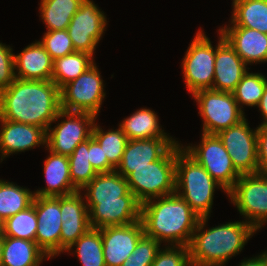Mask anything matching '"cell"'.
I'll list each match as a JSON object with an SVG mask.
<instances>
[{"label": "cell", "instance_id": "ab89813d", "mask_svg": "<svg viewBox=\"0 0 267 266\" xmlns=\"http://www.w3.org/2000/svg\"><path fill=\"white\" fill-rule=\"evenodd\" d=\"M89 162L97 173H109L115 168L104 157L103 149L100 144L91 136L89 138Z\"/></svg>", "mask_w": 267, "mask_h": 266}, {"label": "cell", "instance_id": "7bdbcfd3", "mask_svg": "<svg viewBox=\"0 0 267 266\" xmlns=\"http://www.w3.org/2000/svg\"><path fill=\"white\" fill-rule=\"evenodd\" d=\"M238 266H263V252L256 257L242 260Z\"/></svg>", "mask_w": 267, "mask_h": 266}, {"label": "cell", "instance_id": "30bf717a", "mask_svg": "<svg viewBox=\"0 0 267 266\" xmlns=\"http://www.w3.org/2000/svg\"><path fill=\"white\" fill-rule=\"evenodd\" d=\"M100 71L94 63L75 80L60 89V106L62 110L90 113L98 117L104 92Z\"/></svg>", "mask_w": 267, "mask_h": 266}, {"label": "cell", "instance_id": "7c38bea8", "mask_svg": "<svg viewBox=\"0 0 267 266\" xmlns=\"http://www.w3.org/2000/svg\"><path fill=\"white\" fill-rule=\"evenodd\" d=\"M255 129L249 127L245 118L217 134L231 157L235 169L241 175L258 173L257 128Z\"/></svg>", "mask_w": 267, "mask_h": 266}, {"label": "cell", "instance_id": "1f68e13d", "mask_svg": "<svg viewBox=\"0 0 267 266\" xmlns=\"http://www.w3.org/2000/svg\"><path fill=\"white\" fill-rule=\"evenodd\" d=\"M92 137L100 144L108 162L116 169L120 164L128 138L119 126L118 129L104 131L98 124H94Z\"/></svg>", "mask_w": 267, "mask_h": 266}, {"label": "cell", "instance_id": "277c9868", "mask_svg": "<svg viewBox=\"0 0 267 266\" xmlns=\"http://www.w3.org/2000/svg\"><path fill=\"white\" fill-rule=\"evenodd\" d=\"M215 188L223 187L176 142V190L200 217H210ZM182 190V191H181Z\"/></svg>", "mask_w": 267, "mask_h": 266}, {"label": "cell", "instance_id": "9c48e42d", "mask_svg": "<svg viewBox=\"0 0 267 266\" xmlns=\"http://www.w3.org/2000/svg\"><path fill=\"white\" fill-rule=\"evenodd\" d=\"M198 145L182 148L193 157L228 193L240 178L241 174L235 169L232 159L217 134H201Z\"/></svg>", "mask_w": 267, "mask_h": 266}, {"label": "cell", "instance_id": "f35d334b", "mask_svg": "<svg viewBox=\"0 0 267 266\" xmlns=\"http://www.w3.org/2000/svg\"><path fill=\"white\" fill-rule=\"evenodd\" d=\"M12 47L0 42V91L15 80L14 53Z\"/></svg>", "mask_w": 267, "mask_h": 266}, {"label": "cell", "instance_id": "8992f818", "mask_svg": "<svg viewBox=\"0 0 267 266\" xmlns=\"http://www.w3.org/2000/svg\"><path fill=\"white\" fill-rule=\"evenodd\" d=\"M203 119L202 132L218 134L245 119V113L237 104L233 92L203 89L192 95Z\"/></svg>", "mask_w": 267, "mask_h": 266}, {"label": "cell", "instance_id": "4fadbf2b", "mask_svg": "<svg viewBox=\"0 0 267 266\" xmlns=\"http://www.w3.org/2000/svg\"><path fill=\"white\" fill-rule=\"evenodd\" d=\"M93 0H84L68 25L75 51L93 55L97 44L106 31L107 19Z\"/></svg>", "mask_w": 267, "mask_h": 266}, {"label": "cell", "instance_id": "b9f144b4", "mask_svg": "<svg viewBox=\"0 0 267 266\" xmlns=\"http://www.w3.org/2000/svg\"><path fill=\"white\" fill-rule=\"evenodd\" d=\"M257 107L263 116V121L261 124L267 123V83L261 101L258 103Z\"/></svg>", "mask_w": 267, "mask_h": 266}, {"label": "cell", "instance_id": "5b68a950", "mask_svg": "<svg viewBox=\"0 0 267 266\" xmlns=\"http://www.w3.org/2000/svg\"><path fill=\"white\" fill-rule=\"evenodd\" d=\"M126 180L129 190L141 204L175 193L176 143L159 160L142 168H131Z\"/></svg>", "mask_w": 267, "mask_h": 266}, {"label": "cell", "instance_id": "3957f363", "mask_svg": "<svg viewBox=\"0 0 267 266\" xmlns=\"http://www.w3.org/2000/svg\"><path fill=\"white\" fill-rule=\"evenodd\" d=\"M208 219L200 218L188 246L191 266L225 265L257 231L246 221L228 222L205 230Z\"/></svg>", "mask_w": 267, "mask_h": 266}, {"label": "cell", "instance_id": "e0dca14e", "mask_svg": "<svg viewBox=\"0 0 267 266\" xmlns=\"http://www.w3.org/2000/svg\"><path fill=\"white\" fill-rule=\"evenodd\" d=\"M78 191L60 197L62 228L60 235V254L65 252L80 236L90 228L89 210L85 197Z\"/></svg>", "mask_w": 267, "mask_h": 266}, {"label": "cell", "instance_id": "d4e9b609", "mask_svg": "<svg viewBox=\"0 0 267 266\" xmlns=\"http://www.w3.org/2000/svg\"><path fill=\"white\" fill-rule=\"evenodd\" d=\"M46 257L35 241L3 236L1 266H39Z\"/></svg>", "mask_w": 267, "mask_h": 266}, {"label": "cell", "instance_id": "f1b7e54d", "mask_svg": "<svg viewBox=\"0 0 267 266\" xmlns=\"http://www.w3.org/2000/svg\"><path fill=\"white\" fill-rule=\"evenodd\" d=\"M93 55L75 51L53 61L51 80L61 89L94 64Z\"/></svg>", "mask_w": 267, "mask_h": 266}, {"label": "cell", "instance_id": "ba28073f", "mask_svg": "<svg viewBox=\"0 0 267 266\" xmlns=\"http://www.w3.org/2000/svg\"><path fill=\"white\" fill-rule=\"evenodd\" d=\"M62 119L61 122L59 119ZM66 120H65V119ZM58 119V120H57ZM97 117L90 113L60 110L46 131V146L50 151L70 156L75 148L92 136Z\"/></svg>", "mask_w": 267, "mask_h": 266}, {"label": "cell", "instance_id": "bcb514c9", "mask_svg": "<svg viewBox=\"0 0 267 266\" xmlns=\"http://www.w3.org/2000/svg\"><path fill=\"white\" fill-rule=\"evenodd\" d=\"M3 235V221L0 219V236Z\"/></svg>", "mask_w": 267, "mask_h": 266}, {"label": "cell", "instance_id": "836d02e7", "mask_svg": "<svg viewBox=\"0 0 267 266\" xmlns=\"http://www.w3.org/2000/svg\"><path fill=\"white\" fill-rule=\"evenodd\" d=\"M37 216L32 204L3 222V236L35 241Z\"/></svg>", "mask_w": 267, "mask_h": 266}, {"label": "cell", "instance_id": "9a60e30c", "mask_svg": "<svg viewBox=\"0 0 267 266\" xmlns=\"http://www.w3.org/2000/svg\"><path fill=\"white\" fill-rule=\"evenodd\" d=\"M91 228L135 223L140 220L141 203L129 191L122 201L86 202Z\"/></svg>", "mask_w": 267, "mask_h": 266}, {"label": "cell", "instance_id": "83f0119b", "mask_svg": "<svg viewBox=\"0 0 267 266\" xmlns=\"http://www.w3.org/2000/svg\"><path fill=\"white\" fill-rule=\"evenodd\" d=\"M84 0H41L39 13L47 31L66 30Z\"/></svg>", "mask_w": 267, "mask_h": 266}, {"label": "cell", "instance_id": "4316f807", "mask_svg": "<svg viewBox=\"0 0 267 266\" xmlns=\"http://www.w3.org/2000/svg\"><path fill=\"white\" fill-rule=\"evenodd\" d=\"M230 25L267 34V0H233Z\"/></svg>", "mask_w": 267, "mask_h": 266}, {"label": "cell", "instance_id": "74e56055", "mask_svg": "<svg viewBox=\"0 0 267 266\" xmlns=\"http://www.w3.org/2000/svg\"><path fill=\"white\" fill-rule=\"evenodd\" d=\"M159 250L151 266H191L187 246H167Z\"/></svg>", "mask_w": 267, "mask_h": 266}, {"label": "cell", "instance_id": "d6a6232c", "mask_svg": "<svg viewBox=\"0 0 267 266\" xmlns=\"http://www.w3.org/2000/svg\"><path fill=\"white\" fill-rule=\"evenodd\" d=\"M68 159L72 184L80 191L98 174L89 162V139L80 143Z\"/></svg>", "mask_w": 267, "mask_h": 266}, {"label": "cell", "instance_id": "f546056e", "mask_svg": "<svg viewBox=\"0 0 267 266\" xmlns=\"http://www.w3.org/2000/svg\"><path fill=\"white\" fill-rule=\"evenodd\" d=\"M35 194L13 182L0 179V219L7 218L32 205Z\"/></svg>", "mask_w": 267, "mask_h": 266}, {"label": "cell", "instance_id": "60d3db41", "mask_svg": "<svg viewBox=\"0 0 267 266\" xmlns=\"http://www.w3.org/2000/svg\"><path fill=\"white\" fill-rule=\"evenodd\" d=\"M258 173L267 175V123L257 127Z\"/></svg>", "mask_w": 267, "mask_h": 266}, {"label": "cell", "instance_id": "44dd1931", "mask_svg": "<svg viewBox=\"0 0 267 266\" xmlns=\"http://www.w3.org/2000/svg\"><path fill=\"white\" fill-rule=\"evenodd\" d=\"M219 31L247 65L267 62V34L237 25H225Z\"/></svg>", "mask_w": 267, "mask_h": 266}, {"label": "cell", "instance_id": "ac0fdd59", "mask_svg": "<svg viewBox=\"0 0 267 266\" xmlns=\"http://www.w3.org/2000/svg\"><path fill=\"white\" fill-rule=\"evenodd\" d=\"M219 41L215 47L213 90L233 92L250 68L235 52L234 48L218 31ZM248 69V70H247Z\"/></svg>", "mask_w": 267, "mask_h": 266}, {"label": "cell", "instance_id": "cb8c5ba5", "mask_svg": "<svg viewBox=\"0 0 267 266\" xmlns=\"http://www.w3.org/2000/svg\"><path fill=\"white\" fill-rule=\"evenodd\" d=\"M86 202L122 201L130 190L125 177L116 171L98 173L82 190Z\"/></svg>", "mask_w": 267, "mask_h": 266}, {"label": "cell", "instance_id": "d590c367", "mask_svg": "<svg viewBox=\"0 0 267 266\" xmlns=\"http://www.w3.org/2000/svg\"><path fill=\"white\" fill-rule=\"evenodd\" d=\"M161 243L156 239L143 235L138 241L133 253L121 266H151L161 249Z\"/></svg>", "mask_w": 267, "mask_h": 266}, {"label": "cell", "instance_id": "7a4b0ae2", "mask_svg": "<svg viewBox=\"0 0 267 266\" xmlns=\"http://www.w3.org/2000/svg\"><path fill=\"white\" fill-rule=\"evenodd\" d=\"M200 218L176 192L141 204L144 234L168 246L188 247Z\"/></svg>", "mask_w": 267, "mask_h": 266}, {"label": "cell", "instance_id": "484cf974", "mask_svg": "<svg viewBox=\"0 0 267 266\" xmlns=\"http://www.w3.org/2000/svg\"><path fill=\"white\" fill-rule=\"evenodd\" d=\"M155 111L141 108L119 124L128 140L172 138L162 130Z\"/></svg>", "mask_w": 267, "mask_h": 266}, {"label": "cell", "instance_id": "4dcf8cb0", "mask_svg": "<svg viewBox=\"0 0 267 266\" xmlns=\"http://www.w3.org/2000/svg\"><path fill=\"white\" fill-rule=\"evenodd\" d=\"M74 247L82 266H106L100 228H90L65 252L70 253Z\"/></svg>", "mask_w": 267, "mask_h": 266}, {"label": "cell", "instance_id": "f6af8a7d", "mask_svg": "<svg viewBox=\"0 0 267 266\" xmlns=\"http://www.w3.org/2000/svg\"><path fill=\"white\" fill-rule=\"evenodd\" d=\"M263 266H267V250L263 252Z\"/></svg>", "mask_w": 267, "mask_h": 266}, {"label": "cell", "instance_id": "5bb4252c", "mask_svg": "<svg viewBox=\"0 0 267 266\" xmlns=\"http://www.w3.org/2000/svg\"><path fill=\"white\" fill-rule=\"evenodd\" d=\"M32 204L38 222L35 242L52 259L60 254V197L35 196Z\"/></svg>", "mask_w": 267, "mask_h": 266}, {"label": "cell", "instance_id": "ee69618b", "mask_svg": "<svg viewBox=\"0 0 267 266\" xmlns=\"http://www.w3.org/2000/svg\"><path fill=\"white\" fill-rule=\"evenodd\" d=\"M2 252H3V235L0 236V266L2 261Z\"/></svg>", "mask_w": 267, "mask_h": 266}, {"label": "cell", "instance_id": "52a82bcc", "mask_svg": "<svg viewBox=\"0 0 267 266\" xmlns=\"http://www.w3.org/2000/svg\"><path fill=\"white\" fill-rule=\"evenodd\" d=\"M227 197L257 231L267 222V175L242 174Z\"/></svg>", "mask_w": 267, "mask_h": 266}, {"label": "cell", "instance_id": "e575fe53", "mask_svg": "<svg viewBox=\"0 0 267 266\" xmlns=\"http://www.w3.org/2000/svg\"><path fill=\"white\" fill-rule=\"evenodd\" d=\"M267 83V77L261 73H247L237 84L233 95L240 109L243 106L256 107L261 101Z\"/></svg>", "mask_w": 267, "mask_h": 266}, {"label": "cell", "instance_id": "7402d4cb", "mask_svg": "<svg viewBox=\"0 0 267 266\" xmlns=\"http://www.w3.org/2000/svg\"><path fill=\"white\" fill-rule=\"evenodd\" d=\"M15 78L21 80H51L53 60L49 53L35 41L14 55Z\"/></svg>", "mask_w": 267, "mask_h": 266}, {"label": "cell", "instance_id": "8d00e7d4", "mask_svg": "<svg viewBox=\"0 0 267 266\" xmlns=\"http://www.w3.org/2000/svg\"><path fill=\"white\" fill-rule=\"evenodd\" d=\"M39 42L49 53L53 61L75 52L73 42L68 35L67 29L47 31Z\"/></svg>", "mask_w": 267, "mask_h": 266}, {"label": "cell", "instance_id": "2e32d148", "mask_svg": "<svg viewBox=\"0 0 267 266\" xmlns=\"http://www.w3.org/2000/svg\"><path fill=\"white\" fill-rule=\"evenodd\" d=\"M106 266H121L144 235L141 220L121 226L100 228Z\"/></svg>", "mask_w": 267, "mask_h": 266}, {"label": "cell", "instance_id": "603a6c76", "mask_svg": "<svg viewBox=\"0 0 267 266\" xmlns=\"http://www.w3.org/2000/svg\"><path fill=\"white\" fill-rule=\"evenodd\" d=\"M49 151L44 161V174L47 187L35 190V196L61 197L74 194L78 190L73 186L70 178L68 156Z\"/></svg>", "mask_w": 267, "mask_h": 266}, {"label": "cell", "instance_id": "8fae6325", "mask_svg": "<svg viewBox=\"0 0 267 266\" xmlns=\"http://www.w3.org/2000/svg\"><path fill=\"white\" fill-rule=\"evenodd\" d=\"M198 30L182 60V72L188 92L193 95L203 89H212L214 82L215 47L210 38Z\"/></svg>", "mask_w": 267, "mask_h": 266}, {"label": "cell", "instance_id": "d6986e66", "mask_svg": "<svg viewBox=\"0 0 267 266\" xmlns=\"http://www.w3.org/2000/svg\"><path fill=\"white\" fill-rule=\"evenodd\" d=\"M0 162L11 154L46 145L44 128L0 118Z\"/></svg>", "mask_w": 267, "mask_h": 266}, {"label": "cell", "instance_id": "6da1fadb", "mask_svg": "<svg viewBox=\"0 0 267 266\" xmlns=\"http://www.w3.org/2000/svg\"><path fill=\"white\" fill-rule=\"evenodd\" d=\"M60 89L52 80H21L0 91V118L44 128L56 118Z\"/></svg>", "mask_w": 267, "mask_h": 266}, {"label": "cell", "instance_id": "ffe728a7", "mask_svg": "<svg viewBox=\"0 0 267 266\" xmlns=\"http://www.w3.org/2000/svg\"><path fill=\"white\" fill-rule=\"evenodd\" d=\"M176 142L173 138L128 140L115 171L126 178L131 173V168H142L159 160Z\"/></svg>", "mask_w": 267, "mask_h": 266}]
</instances>
